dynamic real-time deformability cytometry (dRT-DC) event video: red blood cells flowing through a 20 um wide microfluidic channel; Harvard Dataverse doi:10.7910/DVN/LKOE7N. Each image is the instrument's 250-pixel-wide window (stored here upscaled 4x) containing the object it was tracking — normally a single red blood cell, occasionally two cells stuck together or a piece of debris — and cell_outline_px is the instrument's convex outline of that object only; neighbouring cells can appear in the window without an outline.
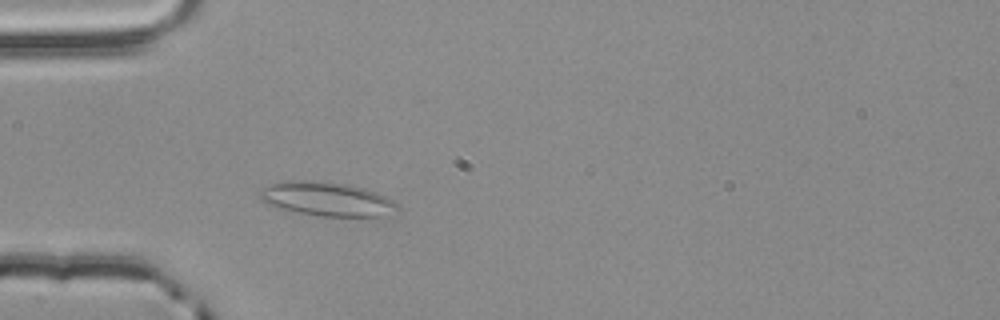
{"species": "common noctule bat (a hibernating species)", "species_latin": "Nyctalus noctula", "temperature_condition": "room temperature", "stored_images_in_passage": 2, "camera_frame_rate_fps": 3000, "um_per_image_px": 0.085, "animal": {"sex": "male", "body_mass_g": 20.4}, "frame": {"image": 1, "passage_image": 2, "time_ms": 0.333, "image_size_px": [1000, 320], "cell_outline_px": [[396, 204], [380, 216], [320, 216], [296, 212], [264, 204], [260, 200], [260, 188], [272, 184], [292, 180], [304, 180], [348, 184], [364, 188], [376, 192], [392, 200]], "centroid_in_image_um": [27.64, 16.9], "position_along_channel_um": 57.4, "area_um2": 26.59}}